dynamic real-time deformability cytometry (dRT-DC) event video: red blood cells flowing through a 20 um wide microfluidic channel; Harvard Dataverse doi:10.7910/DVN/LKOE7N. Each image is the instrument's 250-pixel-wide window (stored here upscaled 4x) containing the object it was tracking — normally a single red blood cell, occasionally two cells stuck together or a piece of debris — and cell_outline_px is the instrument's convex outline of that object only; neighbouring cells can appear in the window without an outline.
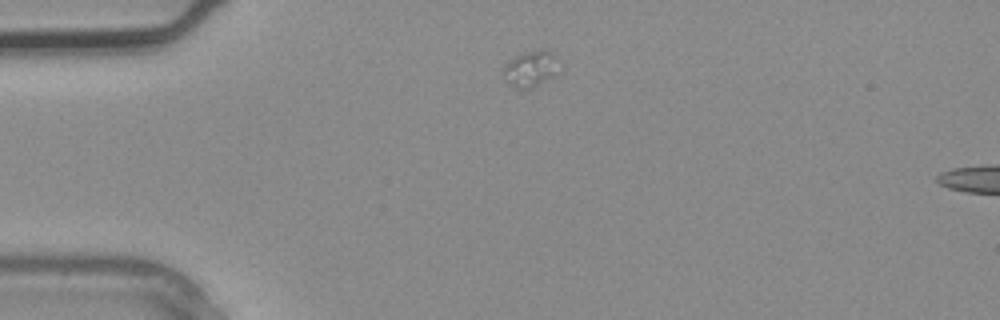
{"species": "common noctule bat (a hibernating species)", "species_latin": "Nyctalus noctula", "temperature_condition": "warm", "stored_images_in_passage": 2, "segment_of_instrument_passage": [1, 2], "camera_frame_rate_fps": 3000, "um_per_image_px": 0.085, "animal": {"sex": "male", "body_mass_g": 20.4}, "frame": {"image": 1, "passage_image": 1, "time_ms": 0.0, "image_size_px": [1000, 320], "cell_outline_px": [[552, 76], [532, 88], [516, 88], [500, 72], [500, 68], [504, 64], [516, 56], [524, 52], [540, 48], [544, 48], [552, 52]], "centroid_in_image_um": [44.95, 5.82], "position_along_channel_um": 40.1, "area_um2": 10.98}}